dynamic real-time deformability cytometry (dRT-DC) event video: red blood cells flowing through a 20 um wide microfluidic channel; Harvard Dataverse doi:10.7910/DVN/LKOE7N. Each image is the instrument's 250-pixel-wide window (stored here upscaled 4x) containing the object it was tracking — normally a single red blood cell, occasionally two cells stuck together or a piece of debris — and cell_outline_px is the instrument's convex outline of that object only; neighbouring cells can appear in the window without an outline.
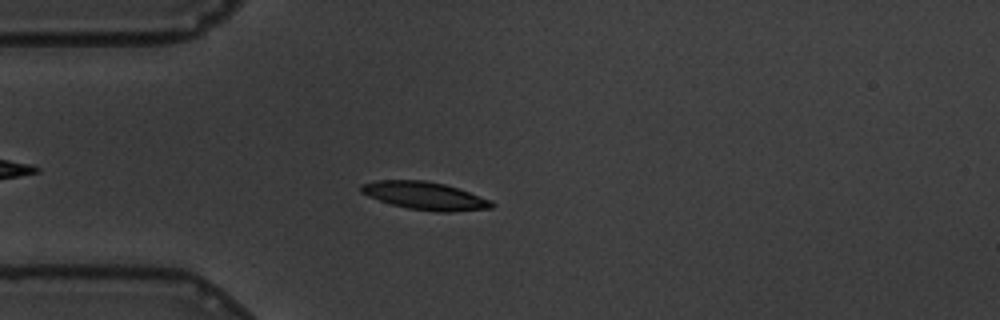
{"species": "common noctule bat (a hibernating species)", "species_latin": "Nyctalus noctula", "temperature_condition": "warm", "stored_images_in_passage": 53, "camera_frame_rate_fps": 3000, "um_per_image_px": 0.085, "animal": {"sex": "male", "body_mass_g": 19.5, "forearm_length_mm": 54.6}, "frame": {"image": 1, "passage_image": 10, "time_ms": 3.0, "image_size_px": [1000, 320], "cell_outline_px": [[496, 204], [492, 208], [448, 212], [436, 212], [408, 208], [392, 204], [368, 196], [360, 192], [360, 184], [376, 180], [424, 180], [444, 184], [492, 200]], "centroid_in_image_um": [36.11, 16.64], "position_along_channel_um": 48.9, "area_um2": 21.1}}
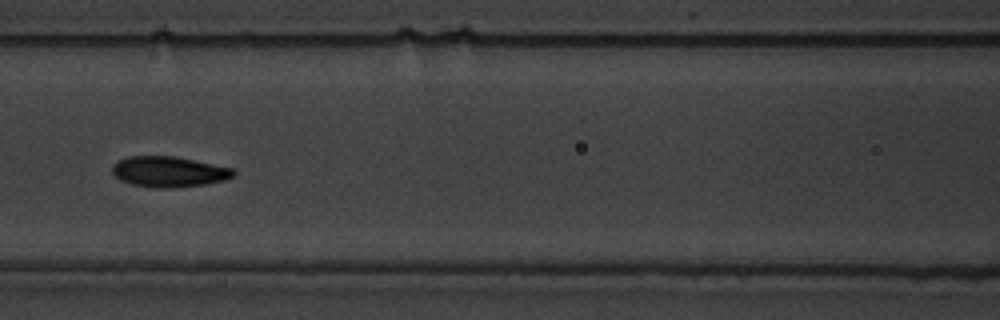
{"frame": {"image": 2, "passage_image": 20, "time_ms": 6.333, "image_size_px": [1000, 320], "cell_outline_px": [[236, 172], [232, 176], [224, 180], [208, 184], [172, 188], [156, 188], [132, 184], [120, 180], [112, 172], [112, 164], [128, 156], [172, 156], [232, 168]], "centroid_in_image_um": [14.33, 14.6], "position_along_channel_um": 152.3, "area_um2": 21.44}}
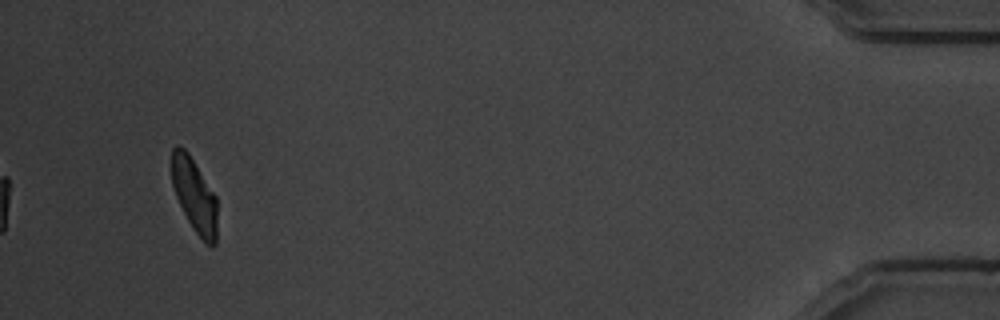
{"frame": {"image": 3, "passage_image": 50, "time_ms": 16.333, "image_size_px": [1000, 320], "cell_outline_px": [[216, 244], [212, 248], [192, 228], [176, 196], [172, 184], [172, 148], [176, 144], [184, 148], [188, 152], [216, 196]], "centroid_in_image_um": [16.52, 16.58], "position_along_channel_um": 418.7, "area_um2": 19.31}, "authors_computed_cell_mechanics": {"area_um2": 20.8658, "velocity_mm_per_s": 3.4269, "shape_relaxation_time_tau1_ms": 2.4985, "shape_relaxation_time_tau2_ms": 1.673, "deformation_change_tau1": 0.1283, "deformation_change_tau2": 0.0692}}